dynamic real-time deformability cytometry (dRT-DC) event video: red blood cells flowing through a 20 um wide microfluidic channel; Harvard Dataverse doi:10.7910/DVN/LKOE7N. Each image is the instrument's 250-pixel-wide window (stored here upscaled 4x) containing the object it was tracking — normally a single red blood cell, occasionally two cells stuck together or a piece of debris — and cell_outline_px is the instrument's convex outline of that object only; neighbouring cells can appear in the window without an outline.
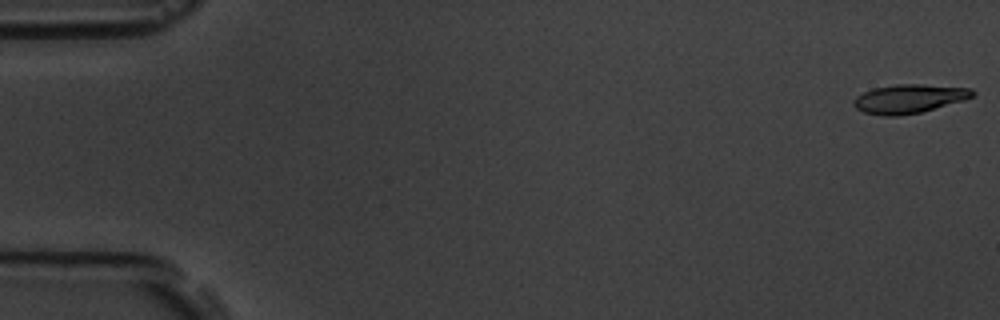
{"species": "common noctule bat (a hibernating species)", "species_latin": "Nyctalus noctula", "temperature_condition": "room temperature", "stored_images_in_passage": 7, "camera_frame_rate_fps": 3000, "um_per_image_px": 0.085, "animal": {"sex": "male", "body_mass_g": 19.5, "forearm_length_mm": 54.6}, "frame": {"image": 1, "passage_image": 1, "time_ms": 0.0, "image_size_px": [1000, 320], "cell_outline_px": [[976, 96], [964, 100], [920, 112], [896, 116], [884, 116], [864, 112], [856, 108], [852, 104], [852, 100], [856, 96], [872, 88], [896, 84], [920, 84], [972, 88], [976, 92]], "centroid_in_image_um": [77.27, 8.38], "position_along_channel_um": 7.7, "area_um2": 20.06}}
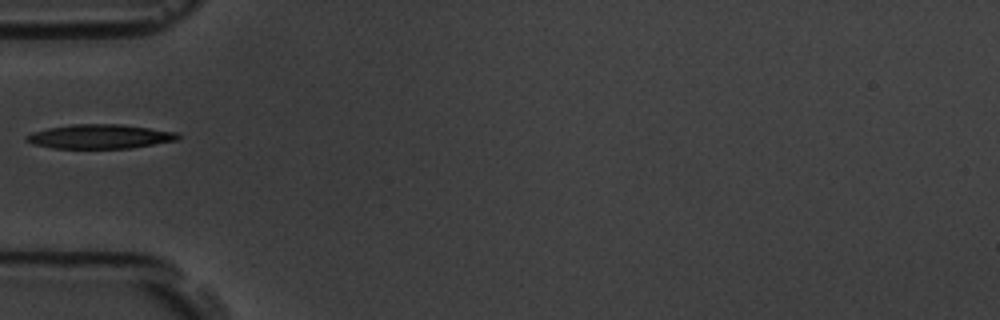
{"frame": {"image": 2, "passage_image": 6, "time_ms": 6.0, "image_size_px": [1000, 320], "cell_outline_px": [[180, 136], [176, 140], [132, 148], [52, 148], [32, 144], [24, 140], [24, 136], [32, 132], [48, 128], [72, 124], [120, 124], [176, 132]], "centroid_in_image_um": [8.42, 11.6], "position_along_channel_um": 76.6, "area_um2": 21.33}}
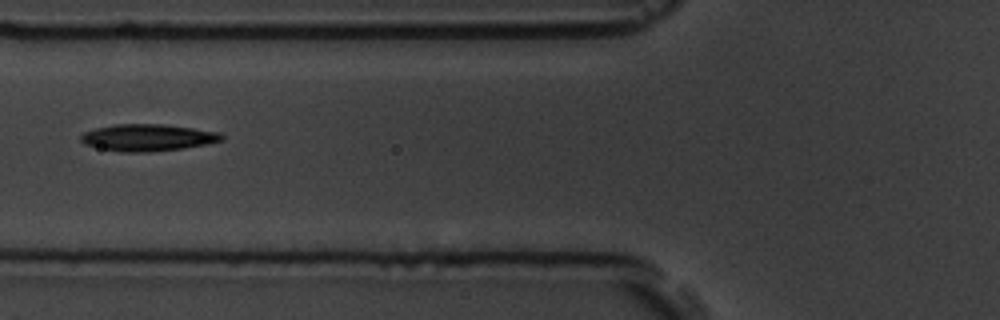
{"frame": {"image": 3, "passage_image": 7, "time_ms": 7.0, "image_size_px": [1000, 320], "cell_outline_px": [[224, 140], [208, 144], [184, 148], [152, 152], [120, 152], [100, 148], [84, 144], [80, 140], [80, 136], [84, 132], [96, 128], [116, 124], [164, 124], [220, 132], [224, 136]], "centroid_in_image_um": [12.58, 11.7], "position_along_channel_um": 113.2, "area_um2": 22.2}}